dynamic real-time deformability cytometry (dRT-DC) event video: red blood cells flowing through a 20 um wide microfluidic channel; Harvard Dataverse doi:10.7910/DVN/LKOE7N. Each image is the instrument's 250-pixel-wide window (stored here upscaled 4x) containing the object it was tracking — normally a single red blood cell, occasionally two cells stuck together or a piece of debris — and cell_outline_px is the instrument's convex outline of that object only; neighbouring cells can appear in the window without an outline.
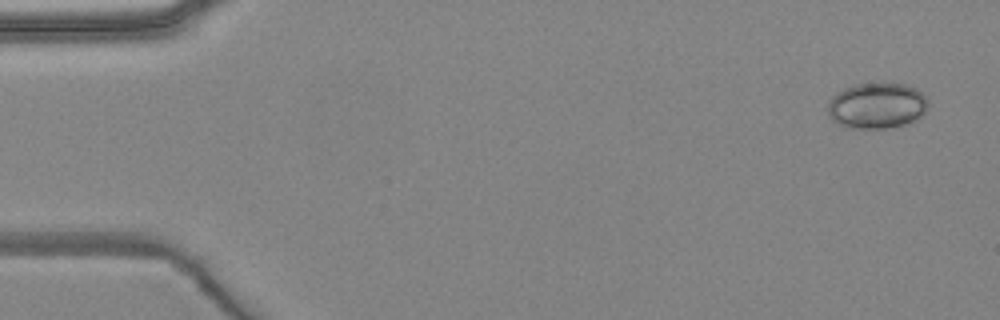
{"species": "common noctule bat (a hibernating species)", "species_latin": "Nyctalus noctula", "temperature_condition": "warm", "stored_images_in_passage": 4, "camera_frame_rate_fps": 3000, "um_per_image_px": 0.085, "animal": {"sex": "female", "body_mass_g": 24.6, "forearm_length_mm": 56.2}, "frame": {"image": 1, "passage_image": 1, "time_ms": 0.0, "image_size_px": [1000, 320], "cell_outline_px": [[928, 108], [920, 116], [908, 124], [892, 128], [848, 128], [832, 120], [828, 116], [828, 100], [836, 92], [852, 84], [908, 84], [916, 88], [928, 100]], "centroid_in_image_um": [74.52, 8.99], "position_along_channel_um": 10.5, "area_um2": 27.05}}